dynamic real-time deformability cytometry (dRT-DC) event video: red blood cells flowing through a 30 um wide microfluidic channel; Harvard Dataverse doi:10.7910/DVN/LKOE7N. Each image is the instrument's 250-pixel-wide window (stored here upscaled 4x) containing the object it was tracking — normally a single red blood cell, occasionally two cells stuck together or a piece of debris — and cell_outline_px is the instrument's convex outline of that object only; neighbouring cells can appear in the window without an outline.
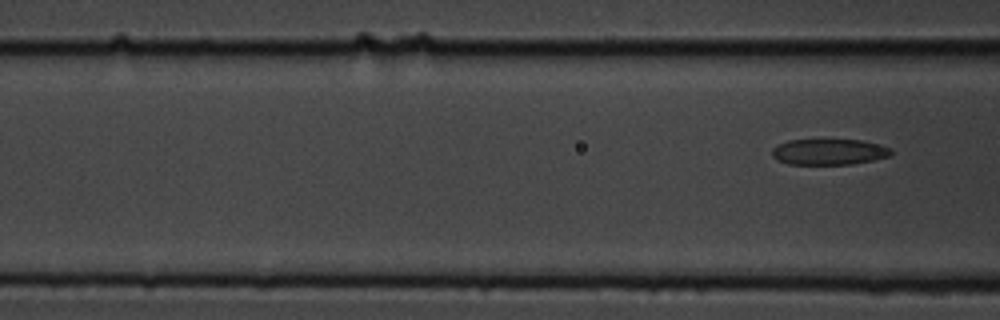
{"species": "common noctule bat (a hibernating species)", "species_latin": "Nyctalus noctula", "temperature_condition": "cold", "stored_images_in_passage": 8, "segment_of_instrument_passage": [2, 2], "camera_frame_rate_fps": 3000, "um_per_image_px": 0.085, "animal": {"sex": "male", "body_mass_g": 19.5, "forearm_length_mm": 54.6}, "frame": {"image": 1, "passage_image": 8, "time_ms": 2.333, "image_size_px": [1000, 320], "cell_outline_px": [[892, 156], [852, 164], [788, 164], [776, 160], [772, 156], [772, 148], [776, 144], [788, 140], [860, 140], [892, 148]], "centroid_in_image_um": [70.43, 12.91], "position_along_channel_um": 96.2, "area_um2": 18.03}}